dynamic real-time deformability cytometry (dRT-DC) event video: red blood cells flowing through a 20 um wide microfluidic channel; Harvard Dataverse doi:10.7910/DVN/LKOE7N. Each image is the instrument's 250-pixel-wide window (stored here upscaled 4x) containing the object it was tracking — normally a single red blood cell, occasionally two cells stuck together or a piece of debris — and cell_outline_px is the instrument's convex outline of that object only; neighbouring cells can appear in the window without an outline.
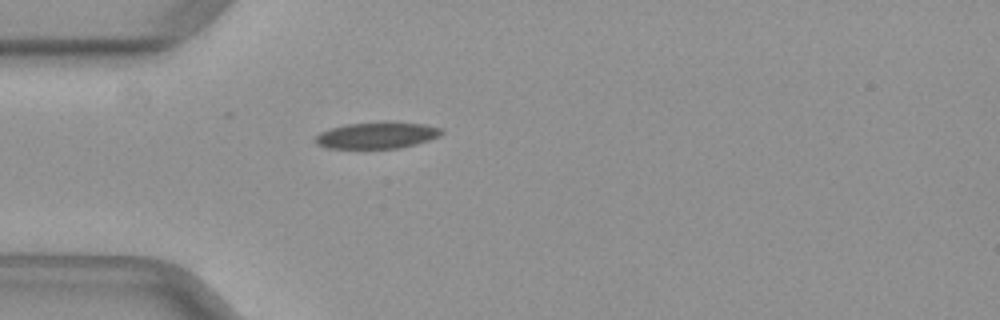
{"species": "common noctule bat (a hibernating species)", "species_latin": "Nyctalus noctula", "temperature_condition": "warm", "stored_images_in_passage": 36, "camera_frame_rate_fps": 3000, "um_per_image_px": 0.085, "animal": {"sex": "female", "body_mass_g": 29.2, "forearm_length_mm": 56.3}, "frame": {"image": 1, "passage_image": 1, "time_ms": 0.0, "image_size_px": [1000, 320], "cell_outline_px": [[444, 132], [440, 136], [416, 144], [400, 148], [324, 148], [316, 144], [312, 140], [320, 132], [332, 128], [348, 124], [424, 124], [440, 128]], "centroid_in_image_um": [31.99, 11.55], "position_along_channel_um": 53.0, "area_um2": 18.73}}